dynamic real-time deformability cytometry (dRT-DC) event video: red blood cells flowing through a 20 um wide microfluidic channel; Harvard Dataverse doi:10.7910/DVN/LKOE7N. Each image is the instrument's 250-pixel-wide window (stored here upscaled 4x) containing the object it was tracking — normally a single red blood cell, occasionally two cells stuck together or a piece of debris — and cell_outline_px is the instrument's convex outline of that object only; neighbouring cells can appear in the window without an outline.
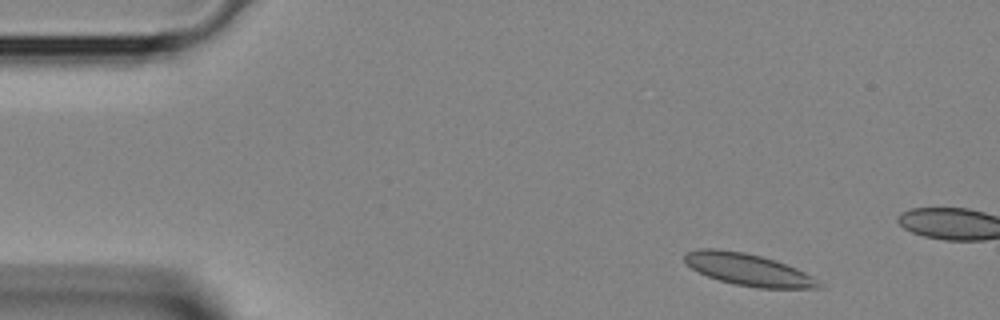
{"species": "Egyptian fruit bat (a non-hibernating species)", "species_latin": "Rousettus aegyptiacus", "temperature_condition": "room temperature", "stored_images_in_passage": 3, "camera_frame_rate_fps": 3000, "um_per_image_px": 0.085, "animal": {"sex": "female"}, "frame": {"image": 1, "passage_image": 1, "time_ms": 0.0, "image_size_px": [1000, 320], "cell_outline_px": [[820, 288], [756, 288], [732, 284], [708, 276], [692, 268], [684, 260], [684, 256], [688, 252], [700, 248], [712, 248], [744, 252], [776, 260], [796, 268], [812, 276], [820, 284]], "centroid_in_image_um": [63.59, 22.91], "position_along_channel_um": 21.4, "area_um2": 24.74}}